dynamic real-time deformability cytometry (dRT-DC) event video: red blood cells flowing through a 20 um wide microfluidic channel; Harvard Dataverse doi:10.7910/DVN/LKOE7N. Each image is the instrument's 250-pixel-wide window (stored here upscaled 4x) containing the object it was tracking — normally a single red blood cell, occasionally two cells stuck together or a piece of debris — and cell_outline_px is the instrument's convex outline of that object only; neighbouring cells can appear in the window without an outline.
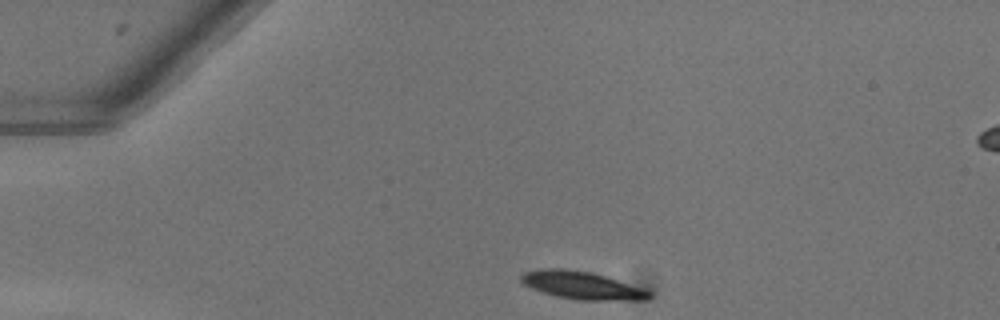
{"species": "common noctule bat (a hibernating species)", "species_latin": "Nyctalus noctula", "temperature_condition": "warm", "stored_images_in_passage": 41, "camera_frame_rate_fps": 3000, "um_per_image_px": 0.085, "animal": {"sex": "female"}, "frame": {"image": 1, "passage_image": 1, "time_ms": 0.0, "image_size_px": [1000, 320], "cell_outline_px": [[652, 296], [644, 300], [580, 300], [556, 296], [532, 288], [524, 284], [520, 280], [520, 276], [524, 272], [544, 268], [568, 268], [592, 272], [648, 288], [652, 292]], "centroid_in_image_um": [49.54, 24.24], "position_along_channel_um": 35.5, "area_um2": 21.04}}
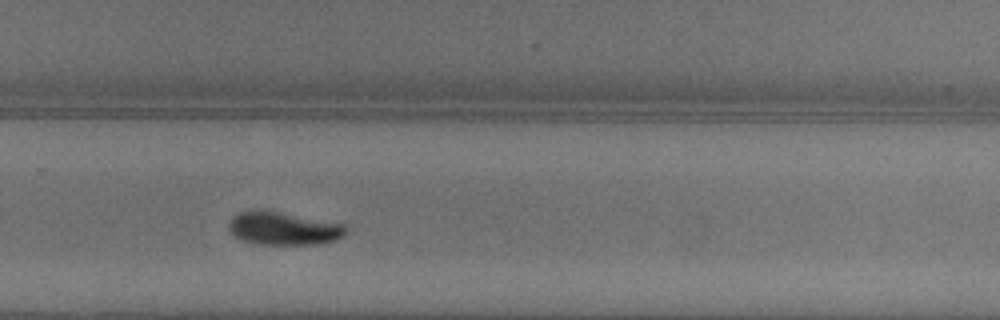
{"frame": {"image": 2, "passage_image": 25, "time_ms": 8.0, "image_size_px": [1000, 320], "cell_outline_px": [[344, 236], [336, 240], [320, 244], [252, 244], [236, 236], [228, 228], [228, 224], [232, 216], [240, 212], [256, 208], [344, 224]], "centroid_in_image_um": [24.04, 19.41], "position_along_channel_um": 305.8, "area_um2": 22.43}}
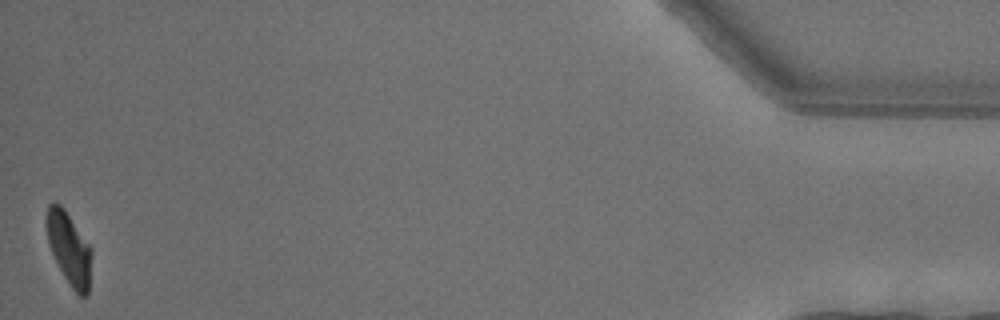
{"frame": {"image": 3, "passage_image": 41, "time_ms": 13.333, "image_size_px": [1000, 320], "cell_outline_px": [[92, 256], [88, 296], [80, 296], [72, 288], [64, 276], [48, 244], [44, 220], [48, 204], [60, 204], [64, 208], [92, 248]], "centroid_in_image_um": [5.87, 21.1], "position_along_channel_um": 429.3, "area_um2": 19.13}, "authors_computed_cell_mechanics": {"area_um2": 22.1374, "velocity_mm_per_s": 4.0312, "shape_relaxation_time_tau1_ms": 3.2501, "shape_relaxation_time_tau2_ms": null, "deformation_change_tau1": 0.1584, "deformation_change_tau2": null}}